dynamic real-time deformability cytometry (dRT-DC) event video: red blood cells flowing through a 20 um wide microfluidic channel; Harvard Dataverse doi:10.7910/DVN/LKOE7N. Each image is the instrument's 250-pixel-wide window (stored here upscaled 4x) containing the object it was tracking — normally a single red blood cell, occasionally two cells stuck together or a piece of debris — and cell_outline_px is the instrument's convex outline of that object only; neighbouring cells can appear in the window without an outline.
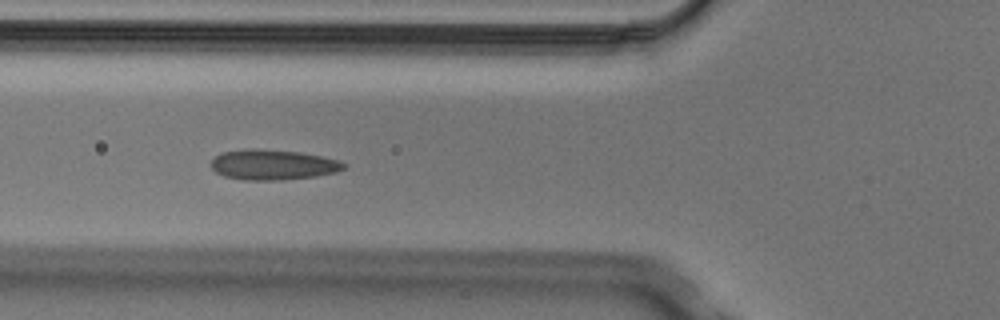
{"species": "Egyptian fruit bat (a non-hibernating species)", "species_latin": "Rousettus aegyptiacus", "temperature_condition": "cold", "stored_images_in_passage": 14, "camera_frame_rate_fps": 3000, "um_per_image_px": 0.085, "animal": {"sex": "male"}, "frame": {"image": 1, "passage_image": 5, "time_ms": 1.333, "image_size_px": [1000, 320], "cell_outline_px": [[348, 164], [344, 168], [336, 172], [316, 176], [280, 180], [244, 180], [224, 176], [216, 172], [208, 164], [216, 156], [224, 152], [252, 148], [256, 148], [300, 152], [324, 156], [340, 160]], "centroid_in_image_um": [23.22, 14.0], "position_along_channel_um": 102.6, "area_um2": 23.58}}
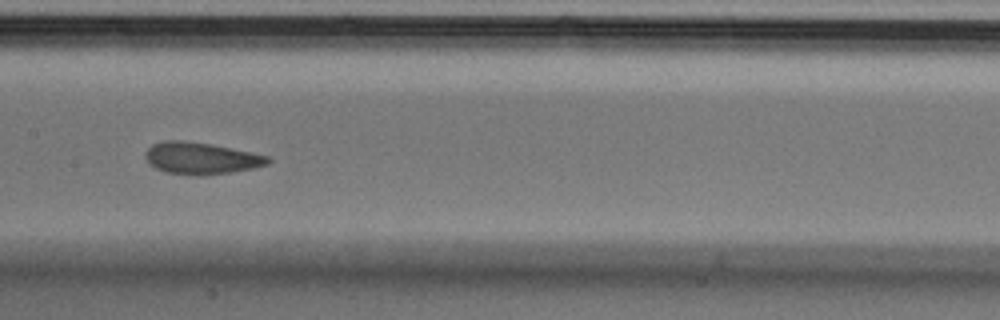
{"frame": {"image": 2, "passage_image": 7, "time_ms": 2.0, "image_size_px": [1000, 320], "cell_outline_px": [[272, 160], [268, 164], [252, 168], [228, 172], [200, 176], [164, 172], [148, 164], [144, 156], [144, 152], [152, 144], [164, 140], [184, 140], [212, 144], [268, 156]], "centroid_in_image_um": [17.03, 13.44], "position_along_channel_um": 190.4, "area_um2": 22.77}}
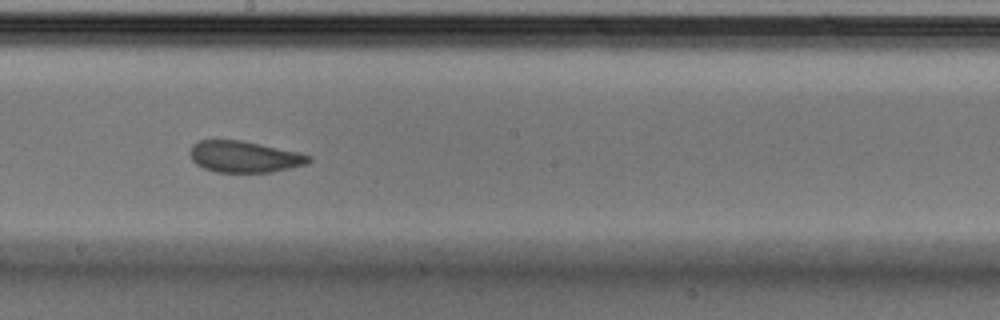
{"frame": {"image": 3, "passage_image": 8, "time_ms": 2.333, "image_size_px": [1000, 320], "cell_outline_px": [[312, 160], [308, 164], [272, 172], [216, 172], [204, 168], [196, 164], [192, 160], [188, 152], [192, 144], [200, 140], [240, 140], [300, 152], [312, 156]], "centroid_in_image_um": [20.77, 13.32], "position_along_channel_um": 227.4, "area_um2": 21.91}}